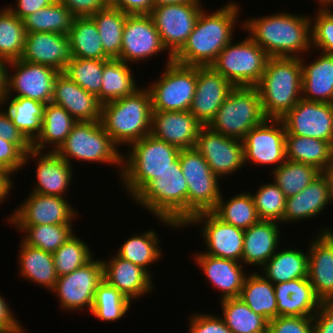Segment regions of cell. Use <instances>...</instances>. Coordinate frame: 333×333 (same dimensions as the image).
Wrapping results in <instances>:
<instances>
[{
  "mask_svg": "<svg viewBox=\"0 0 333 333\" xmlns=\"http://www.w3.org/2000/svg\"><path fill=\"white\" fill-rule=\"evenodd\" d=\"M212 212L222 221L247 230L260 221L251 192L238 193L229 199L221 194L216 207Z\"/></svg>",
  "mask_w": 333,
  "mask_h": 333,
  "instance_id": "43",
  "label": "cell"
},
{
  "mask_svg": "<svg viewBox=\"0 0 333 333\" xmlns=\"http://www.w3.org/2000/svg\"><path fill=\"white\" fill-rule=\"evenodd\" d=\"M314 333H333V303H323L313 316Z\"/></svg>",
  "mask_w": 333,
  "mask_h": 333,
  "instance_id": "59",
  "label": "cell"
},
{
  "mask_svg": "<svg viewBox=\"0 0 333 333\" xmlns=\"http://www.w3.org/2000/svg\"><path fill=\"white\" fill-rule=\"evenodd\" d=\"M325 174L328 176L331 184V189H332V197H333V159L332 162L330 163L328 169L325 171Z\"/></svg>",
  "mask_w": 333,
  "mask_h": 333,
  "instance_id": "67",
  "label": "cell"
},
{
  "mask_svg": "<svg viewBox=\"0 0 333 333\" xmlns=\"http://www.w3.org/2000/svg\"><path fill=\"white\" fill-rule=\"evenodd\" d=\"M127 15L121 9L106 7L91 16L96 23L104 53L110 59L120 57L122 35Z\"/></svg>",
  "mask_w": 333,
  "mask_h": 333,
  "instance_id": "44",
  "label": "cell"
},
{
  "mask_svg": "<svg viewBox=\"0 0 333 333\" xmlns=\"http://www.w3.org/2000/svg\"><path fill=\"white\" fill-rule=\"evenodd\" d=\"M154 4L152 0H120V9L128 14H150Z\"/></svg>",
  "mask_w": 333,
  "mask_h": 333,
  "instance_id": "62",
  "label": "cell"
},
{
  "mask_svg": "<svg viewBox=\"0 0 333 333\" xmlns=\"http://www.w3.org/2000/svg\"><path fill=\"white\" fill-rule=\"evenodd\" d=\"M75 17H91L106 8L101 0H59Z\"/></svg>",
  "mask_w": 333,
  "mask_h": 333,
  "instance_id": "58",
  "label": "cell"
},
{
  "mask_svg": "<svg viewBox=\"0 0 333 333\" xmlns=\"http://www.w3.org/2000/svg\"><path fill=\"white\" fill-rule=\"evenodd\" d=\"M67 36L73 58L110 59L104 53L96 23L91 17H75Z\"/></svg>",
  "mask_w": 333,
  "mask_h": 333,
  "instance_id": "38",
  "label": "cell"
},
{
  "mask_svg": "<svg viewBox=\"0 0 333 333\" xmlns=\"http://www.w3.org/2000/svg\"><path fill=\"white\" fill-rule=\"evenodd\" d=\"M229 42L210 67L234 87L256 86L265 71L269 56L249 36Z\"/></svg>",
  "mask_w": 333,
  "mask_h": 333,
  "instance_id": "9",
  "label": "cell"
},
{
  "mask_svg": "<svg viewBox=\"0 0 333 333\" xmlns=\"http://www.w3.org/2000/svg\"><path fill=\"white\" fill-rule=\"evenodd\" d=\"M266 119L257 87L242 86L231 90L207 126L217 133L242 140Z\"/></svg>",
  "mask_w": 333,
  "mask_h": 333,
  "instance_id": "8",
  "label": "cell"
},
{
  "mask_svg": "<svg viewBox=\"0 0 333 333\" xmlns=\"http://www.w3.org/2000/svg\"><path fill=\"white\" fill-rule=\"evenodd\" d=\"M286 128L281 119H266L253 127L242 139L244 165L252 163L278 168L286 161Z\"/></svg>",
  "mask_w": 333,
  "mask_h": 333,
  "instance_id": "14",
  "label": "cell"
},
{
  "mask_svg": "<svg viewBox=\"0 0 333 333\" xmlns=\"http://www.w3.org/2000/svg\"><path fill=\"white\" fill-rule=\"evenodd\" d=\"M203 125L185 111H152L150 134L181 149L194 148Z\"/></svg>",
  "mask_w": 333,
  "mask_h": 333,
  "instance_id": "24",
  "label": "cell"
},
{
  "mask_svg": "<svg viewBox=\"0 0 333 333\" xmlns=\"http://www.w3.org/2000/svg\"><path fill=\"white\" fill-rule=\"evenodd\" d=\"M315 2L319 4L320 8H329V6L333 5V0H315Z\"/></svg>",
  "mask_w": 333,
  "mask_h": 333,
  "instance_id": "68",
  "label": "cell"
},
{
  "mask_svg": "<svg viewBox=\"0 0 333 333\" xmlns=\"http://www.w3.org/2000/svg\"><path fill=\"white\" fill-rule=\"evenodd\" d=\"M318 57L302 65V98L307 101L333 104V55L318 53Z\"/></svg>",
  "mask_w": 333,
  "mask_h": 333,
  "instance_id": "32",
  "label": "cell"
},
{
  "mask_svg": "<svg viewBox=\"0 0 333 333\" xmlns=\"http://www.w3.org/2000/svg\"><path fill=\"white\" fill-rule=\"evenodd\" d=\"M204 276L222 293L221 299L239 297L247 277L244 265L231 259L214 257L203 251L194 255Z\"/></svg>",
  "mask_w": 333,
  "mask_h": 333,
  "instance_id": "29",
  "label": "cell"
},
{
  "mask_svg": "<svg viewBox=\"0 0 333 333\" xmlns=\"http://www.w3.org/2000/svg\"><path fill=\"white\" fill-rule=\"evenodd\" d=\"M194 148L221 179L245 166L242 140L217 133L208 126L200 129Z\"/></svg>",
  "mask_w": 333,
  "mask_h": 333,
  "instance_id": "17",
  "label": "cell"
},
{
  "mask_svg": "<svg viewBox=\"0 0 333 333\" xmlns=\"http://www.w3.org/2000/svg\"><path fill=\"white\" fill-rule=\"evenodd\" d=\"M107 60L72 58L63 73L85 91L97 96L100 101L103 64Z\"/></svg>",
  "mask_w": 333,
  "mask_h": 333,
  "instance_id": "50",
  "label": "cell"
},
{
  "mask_svg": "<svg viewBox=\"0 0 333 333\" xmlns=\"http://www.w3.org/2000/svg\"><path fill=\"white\" fill-rule=\"evenodd\" d=\"M157 234L158 233L151 229L144 232L142 231V233L140 232V234L137 235H131L130 238L121 244L116 254L145 269L152 276L149 266L159 261L163 253V251L160 250V240Z\"/></svg>",
  "mask_w": 333,
  "mask_h": 333,
  "instance_id": "42",
  "label": "cell"
},
{
  "mask_svg": "<svg viewBox=\"0 0 333 333\" xmlns=\"http://www.w3.org/2000/svg\"><path fill=\"white\" fill-rule=\"evenodd\" d=\"M268 333H314L313 317H275L268 323Z\"/></svg>",
  "mask_w": 333,
  "mask_h": 333,
  "instance_id": "54",
  "label": "cell"
},
{
  "mask_svg": "<svg viewBox=\"0 0 333 333\" xmlns=\"http://www.w3.org/2000/svg\"><path fill=\"white\" fill-rule=\"evenodd\" d=\"M112 256L109 261L102 260L103 279L109 285L117 288L131 302L152 292L154 289L152 276L145 269L117 254Z\"/></svg>",
  "mask_w": 333,
  "mask_h": 333,
  "instance_id": "27",
  "label": "cell"
},
{
  "mask_svg": "<svg viewBox=\"0 0 333 333\" xmlns=\"http://www.w3.org/2000/svg\"><path fill=\"white\" fill-rule=\"evenodd\" d=\"M203 7L201 1L153 7L149 15L160 34L163 46L167 50V63L173 61V56L186 43Z\"/></svg>",
  "mask_w": 333,
  "mask_h": 333,
  "instance_id": "12",
  "label": "cell"
},
{
  "mask_svg": "<svg viewBox=\"0 0 333 333\" xmlns=\"http://www.w3.org/2000/svg\"><path fill=\"white\" fill-rule=\"evenodd\" d=\"M56 153L69 165H72L71 160L75 159L116 165L119 168L117 173L121 177L124 154L118 150L101 121L77 122Z\"/></svg>",
  "mask_w": 333,
  "mask_h": 333,
  "instance_id": "7",
  "label": "cell"
},
{
  "mask_svg": "<svg viewBox=\"0 0 333 333\" xmlns=\"http://www.w3.org/2000/svg\"><path fill=\"white\" fill-rule=\"evenodd\" d=\"M189 318L188 333H232L224 320L214 313H192Z\"/></svg>",
  "mask_w": 333,
  "mask_h": 333,
  "instance_id": "56",
  "label": "cell"
},
{
  "mask_svg": "<svg viewBox=\"0 0 333 333\" xmlns=\"http://www.w3.org/2000/svg\"><path fill=\"white\" fill-rule=\"evenodd\" d=\"M80 236L73 234L54 253V266L57 276L73 272L93 258V252Z\"/></svg>",
  "mask_w": 333,
  "mask_h": 333,
  "instance_id": "51",
  "label": "cell"
},
{
  "mask_svg": "<svg viewBox=\"0 0 333 333\" xmlns=\"http://www.w3.org/2000/svg\"><path fill=\"white\" fill-rule=\"evenodd\" d=\"M286 134L315 138L333 145V104L301 98L281 119Z\"/></svg>",
  "mask_w": 333,
  "mask_h": 333,
  "instance_id": "19",
  "label": "cell"
},
{
  "mask_svg": "<svg viewBox=\"0 0 333 333\" xmlns=\"http://www.w3.org/2000/svg\"><path fill=\"white\" fill-rule=\"evenodd\" d=\"M26 34L23 20L3 7L0 13V58L8 62L20 59Z\"/></svg>",
  "mask_w": 333,
  "mask_h": 333,
  "instance_id": "48",
  "label": "cell"
},
{
  "mask_svg": "<svg viewBox=\"0 0 333 333\" xmlns=\"http://www.w3.org/2000/svg\"><path fill=\"white\" fill-rule=\"evenodd\" d=\"M166 51L149 14L127 15L118 60L133 65Z\"/></svg>",
  "mask_w": 333,
  "mask_h": 333,
  "instance_id": "20",
  "label": "cell"
},
{
  "mask_svg": "<svg viewBox=\"0 0 333 333\" xmlns=\"http://www.w3.org/2000/svg\"><path fill=\"white\" fill-rule=\"evenodd\" d=\"M74 18L75 16L59 0H56L53 4L25 17L23 24L26 33L53 32L67 35Z\"/></svg>",
  "mask_w": 333,
  "mask_h": 333,
  "instance_id": "45",
  "label": "cell"
},
{
  "mask_svg": "<svg viewBox=\"0 0 333 333\" xmlns=\"http://www.w3.org/2000/svg\"><path fill=\"white\" fill-rule=\"evenodd\" d=\"M197 66L171 61L157 81L150 83L152 111L190 110L196 89Z\"/></svg>",
  "mask_w": 333,
  "mask_h": 333,
  "instance_id": "11",
  "label": "cell"
},
{
  "mask_svg": "<svg viewBox=\"0 0 333 333\" xmlns=\"http://www.w3.org/2000/svg\"><path fill=\"white\" fill-rule=\"evenodd\" d=\"M188 1H201V0H152L154 7L167 4H181Z\"/></svg>",
  "mask_w": 333,
  "mask_h": 333,
  "instance_id": "65",
  "label": "cell"
},
{
  "mask_svg": "<svg viewBox=\"0 0 333 333\" xmlns=\"http://www.w3.org/2000/svg\"><path fill=\"white\" fill-rule=\"evenodd\" d=\"M240 7L235 2L224 4L214 12L199 14L193 31L173 61L187 66H210L225 46L233 40L239 21Z\"/></svg>",
  "mask_w": 333,
  "mask_h": 333,
  "instance_id": "2",
  "label": "cell"
},
{
  "mask_svg": "<svg viewBox=\"0 0 333 333\" xmlns=\"http://www.w3.org/2000/svg\"><path fill=\"white\" fill-rule=\"evenodd\" d=\"M77 214L65 197L30 192L6 219L12 225L73 224Z\"/></svg>",
  "mask_w": 333,
  "mask_h": 333,
  "instance_id": "18",
  "label": "cell"
},
{
  "mask_svg": "<svg viewBox=\"0 0 333 333\" xmlns=\"http://www.w3.org/2000/svg\"><path fill=\"white\" fill-rule=\"evenodd\" d=\"M51 103L63 107L77 122L101 120L102 103L98 97L63 72L56 76Z\"/></svg>",
  "mask_w": 333,
  "mask_h": 333,
  "instance_id": "26",
  "label": "cell"
},
{
  "mask_svg": "<svg viewBox=\"0 0 333 333\" xmlns=\"http://www.w3.org/2000/svg\"><path fill=\"white\" fill-rule=\"evenodd\" d=\"M56 0H16V5L6 6L14 15L20 20L35 13L37 10L42 9Z\"/></svg>",
  "mask_w": 333,
  "mask_h": 333,
  "instance_id": "60",
  "label": "cell"
},
{
  "mask_svg": "<svg viewBox=\"0 0 333 333\" xmlns=\"http://www.w3.org/2000/svg\"><path fill=\"white\" fill-rule=\"evenodd\" d=\"M180 167L186 179L187 221L195 214L212 211L222 191L219 177L214 174L204 157L196 148L181 149Z\"/></svg>",
  "mask_w": 333,
  "mask_h": 333,
  "instance_id": "10",
  "label": "cell"
},
{
  "mask_svg": "<svg viewBox=\"0 0 333 333\" xmlns=\"http://www.w3.org/2000/svg\"><path fill=\"white\" fill-rule=\"evenodd\" d=\"M256 87L266 118L282 119L302 98L301 59L269 57Z\"/></svg>",
  "mask_w": 333,
  "mask_h": 333,
  "instance_id": "3",
  "label": "cell"
},
{
  "mask_svg": "<svg viewBox=\"0 0 333 333\" xmlns=\"http://www.w3.org/2000/svg\"><path fill=\"white\" fill-rule=\"evenodd\" d=\"M260 220L276 221L282 224L286 196L274 181L262 183L252 194Z\"/></svg>",
  "mask_w": 333,
  "mask_h": 333,
  "instance_id": "52",
  "label": "cell"
},
{
  "mask_svg": "<svg viewBox=\"0 0 333 333\" xmlns=\"http://www.w3.org/2000/svg\"><path fill=\"white\" fill-rule=\"evenodd\" d=\"M3 105H6L5 110L13 124L32 143L40 134L46 104L24 97L5 96Z\"/></svg>",
  "mask_w": 333,
  "mask_h": 333,
  "instance_id": "40",
  "label": "cell"
},
{
  "mask_svg": "<svg viewBox=\"0 0 333 333\" xmlns=\"http://www.w3.org/2000/svg\"><path fill=\"white\" fill-rule=\"evenodd\" d=\"M67 35L53 32H31L26 34L21 60L53 67L64 72L72 60Z\"/></svg>",
  "mask_w": 333,
  "mask_h": 333,
  "instance_id": "25",
  "label": "cell"
},
{
  "mask_svg": "<svg viewBox=\"0 0 333 333\" xmlns=\"http://www.w3.org/2000/svg\"><path fill=\"white\" fill-rule=\"evenodd\" d=\"M194 224L202 226L200 235L207 247L205 254L241 262L244 230L222 221L212 211L193 215L182 228Z\"/></svg>",
  "mask_w": 333,
  "mask_h": 333,
  "instance_id": "16",
  "label": "cell"
},
{
  "mask_svg": "<svg viewBox=\"0 0 333 333\" xmlns=\"http://www.w3.org/2000/svg\"><path fill=\"white\" fill-rule=\"evenodd\" d=\"M20 243L17 258L19 259L18 272L20 271L18 274L26 281L51 291L58 279L52 253L27 245L22 240Z\"/></svg>",
  "mask_w": 333,
  "mask_h": 333,
  "instance_id": "33",
  "label": "cell"
},
{
  "mask_svg": "<svg viewBox=\"0 0 333 333\" xmlns=\"http://www.w3.org/2000/svg\"><path fill=\"white\" fill-rule=\"evenodd\" d=\"M329 202L333 204L332 189L328 176L323 172L301 192L286 198L282 224L316 218Z\"/></svg>",
  "mask_w": 333,
  "mask_h": 333,
  "instance_id": "28",
  "label": "cell"
},
{
  "mask_svg": "<svg viewBox=\"0 0 333 333\" xmlns=\"http://www.w3.org/2000/svg\"><path fill=\"white\" fill-rule=\"evenodd\" d=\"M286 160L312 165L325 172L333 159V145L315 138L286 134Z\"/></svg>",
  "mask_w": 333,
  "mask_h": 333,
  "instance_id": "36",
  "label": "cell"
},
{
  "mask_svg": "<svg viewBox=\"0 0 333 333\" xmlns=\"http://www.w3.org/2000/svg\"><path fill=\"white\" fill-rule=\"evenodd\" d=\"M25 152L16 144L0 138V170L10 178L24 166Z\"/></svg>",
  "mask_w": 333,
  "mask_h": 333,
  "instance_id": "55",
  "label": "cell"
},
{
  "mask_svg": "<svg viewBox=\"0 0 333 333\" xmlns=\"http://www.w3.org/2000/svg\"><path fill=\"white\" fill-rule=\"evenodd\" d=\"M271 171L270 175L274 174L273 180L286 198L301 192L323 173L312 165L288 160Z\"/></svg>",
  "mask_w": 333,
  "mask_h": 333,
  "instance_id": "47",
  "label": "cell"
},
{
  "mask_svg": "<svg viewBox=\"0 0 333 333\" xmlns=\"http://www.w3.org/2000/svg\"><path fill=\"white\" fill-rule=\"evenodd\" d=\"M187 182L179 158L158 179L150 181L134 198L162 225L181 229L187 222Z\"/></svg>",
  "mask_w": 333,
  "mask_h": 333,
  "instance_id": "4",
  "label": "cell"
},
{
  "mask_svg": "<svg viewBox=\"0 0 333 333\" xmlns=\"http://www.w3.org/2000/svg\"><path fill=\"white\" fill-rule=\"evenodd\" d=\"M281 223L260 220L244 230L243 254L241 263L262 267L280 246Z\"/></svg>",
  "mask_w": 333,
  "mask_h": 333,
  "instance_id": "31",
  "label": "cell"
},
{
  "mask_svg": "<svg viewBox=\"0 0 333 333\" xmlns=\"http://www.w3.org/2000/svg\"><path fill=\"white\" fill-rule=\"evenodd\" d=\"M7 300L0 295V330H25L21 322L14 316L13 310L7 304Z\"/></svg>",
  "mask_w": 333,
  "mask_h": 333,
  "instance_id": "61",
  "label": "cell"
},
{
  "mask_svg": "<svg viewBox=\"0 0 333 333\" xmlns=\"http://www.w3.org/2000/svg\"><path fill=\"white\" fill-rule=\"evenodd\" d=\"M234 86L210 66H197V82L190 113L207 126Z\"/></svg>",
  "mask_w": 333,
  "mask_h": 333,
  "instance_id": "22",
  "label": "cell"
},
{
  "mask_svg": "<svg viewBox=\"0 0 333 333\" xmlns=\"http://www.w3.org/2000/svg\"><path fill=\"white\" fill-rule=\"evenodd\" d=\"M36 160V183L31 192L41 195H54L66 197L64 194L70 190L73 177L72 165H69L56 152L36 151L31 149L25 154L24 166L29 159ZM35 158V159H34Z\"/></svg>",
  "mask_w": 333,
  "mask_h": 333,
  "instance_id": "23",
  "label": "cell"
},
{
  "mask_svg": "<svg viewBox=\"0 0 333 333\" xmlns=\"http://www.w3.org/2000/svg\"><path fill=\"white\" fill-rule=\"evenodd\" d=\"M25 330H0V333H25Z\"/></svg>",
  "mask_w": 333,
  "mask_h": 333,
  "instance_id": "69",
  "label": "cell"
},
{
  "mask_svg": "<svg viewBox=\"0 0 333 333\" xmlns=\"http://www.w3.org/2000/svg\"><path fill=\"white\" fill-rule=\"evenodd\" d=\"M73 224L13 225L22 232V241L32 247L54 253L73 234Z\"/></svg>",
  "mask_w": 333,
  "mask_h": 333,
  "instance_id": "46",
  "label": "cell"
},
{
  "mask_svg": "<svg viewBox=\"0 0 333 333\" xmlns=\"http://www.w3.org/2000/svg\"><path fill=\"white\" fill-rule=\"evenodd\" d=\"M248 274L241 289V298L256 314L268 321L278 317L274 285L258 272Z\"/></svg>",
  "mask_w": 333,
  "mask_h": 333,
  "instance_id": "37",
  "label": "cell"
},
{
  "mask_svg": "<svg viewBox=\"0 0 333 333\" xmlns=\"http://www.w3.org/2000/svg\"><path fill=\"white\" fill-rule=\"evenodd\" d=\"M103 280L102 259L92 258L73 272L58 276L51 293L58 296L62 310L76 312L85 307L91 312L96 289Z\"/></svg>",
  "mask_w": 333,
  "mask_h": 333,
  "instance_id": "13",
  "label": "cell"
},
{
  "mask_svg": "<svg viewBox=\"0 0 333 333\" xmlns=\"http://www.w3.org/2000/svg\"><path fill=\"white\" fill-rule=\"evenodd\" d=\"M131 301L103 280L97 287L91 314L101 321L114 322L129 311Z\"/></svg>",
  "mask_w": 333,
  "mask_h": 333,
  "instance_id": "49",
  "label": "cell"
},
{
  "mask_svg": "<svg viewBox=\"0 0 333 333\" xmlns=\"http://www.w3.org/2000/svg\"><path fill=\"white\" fill-rule=\"evenodd\" d=\"M0 138L12 143H16L25 153L32 149V143L13 124L5 107L0 106Z\"/></svg>",
  "mask_w": 333,
  "mask_h": 333,
  "instance_id": "57",
  "label": "cell"
},
{
  "mask_svg": "<svg viewBox=\"0 0 333 333\" xmlns=\"http://www.w3.org/2000/svg\"><path fill=\"white\" fill-rule=\"evenodd\" d=\"M315 13L316 18L310 16L312 49L333 55V12L330 8H318Z\"/></svg>",
  "mask_w": 333,
  "mask_h": 333,
  "instance_id": "53",
  "label": "cell"
},
{
  "mask_svg": "<svg viewBox=\"0 0 333 333\" xmlns=\"http://www.w3.org/2000/svg\"><path fill=\"white\" fill-rule=\"evenodd\" d=\"M277 251L259 269L267 280L278 284L308 277V250L305 252L298 248L286 247L280 250L278 248Z\"/></svg>",
  "mask_w": 333,
  "mask_h": 333,
  "instance_id": "34",
  "label": "cell"
},
{
  "mask_svg": "<svg viewBox=\"0 0 333 333\" xmlns=\"http://www.w3.org/2000/svg\"><path fill=\"white\" fill-rule=\"evenodd\" d=\"M136 83L130 64L118 59H108L103 64L100 102L104 104L132 95L140 88Z\"/></svg>",
  "mask_w": 333,
  "mask_h": 333,
  "instance_id": "39",
  "label": "cell"
},
{
  "mask_svg": "<svg viewBox=\"0 0 333 333\" xmlns=\"http://www.w3.org/2000/svg\"><path fill=\"white\" fill-rule=\"evenodd\" d=\"M13 180L0 170V205L6 201L7 196L11 193Z\"/></svg>",
  "mask_w": 333,
  "mask_h": 333,
  "instance_id": "63",
  "label": "cell"
},
{
  "mask_svg": "<svg viewBox=\"0 0 333 333\" xmlns=\"http://www.w3.org/2000/svg\"><path fill=\"white\" fill-rule=\"evenodd\" d=\"M131 147V148H130ZM123 155V169L120 177L123 189L131 198L135 197L150 181L158 179L172 167L180 149L151 134L132 143Z\"/></svg>",
  "mask_w": 333,
  "mask_h": 333,
  "instance_id": "6",
  "label": "cell"
},
{
  "mask_svg": "<svg viewBox=\"0 0 333 333\" xmlns=\"http://www.w3.org/2000/svg\"><path fill=\"white\" fill-rule=\"evenodd\" d=\"M323 228L307 246L308 279L322 303H333V230Z\"/></svg>",
  "mask_w": 333,
  "mask_h": 333,
  "instance_id": "21",
  "label": "cell"
},
{
  "mask_svg": "<svg viewBox=\"0 0 333 333\" xmlns=\"http://www.w3.org/2000/svg\"><path fill=\"white\" fill-rule=\"evenodd\" d=\"M101 123L114 143L130 146L151 132L152 103L147 87L102 104Z\"/></svg>",
  "mask_w": 333,
  "mask_h": 333,
  "instance_id": "5",
  "label": "cell"
},
{
  "mask_svg": "<svg viewBox=\"0 0 333 333\" xmlns=\"http://www.w3.org/2000/svg\"><path fill=\"white\" fill-rule=\"evenodd\" d=\"M251 18L241 28L269 57L300 58L312 53L310 16L277 12Z\"/></svg>",
  "mask_w": 333,
  "mask_h": 333,
  "instance_id": "1",
  "label": "cell"
},
{
  "mask_svg": "<svg viewBox=\"0 0 333 333\" xmlns=\"http://www.w3.org/2000/svg\"><path fill=\"white\" fill-rule=\"evenodd\" d=\"M8 61L0 58V106L3 103V100L7 92V66Z\"/></svg>",
  "mask_w": 333,
  "mask_h": 333,
  "instance_id": "64",
  "label": "cell"
},
{
  "mask_svg": "<svg viewBox=\"0 0 333 333\" xmlns=\"http://www.w3.org/2000/svg\"><path fill=\"white\" fill-rule=\"evenodd\" d=\"M225 325L232 333H268L269 321L256 314L239 297L220 300Z\"/></svg>",
  "mask_w": 333,
  "mask_h": 333,
  "instance_id": "41",
  "label": "cell"
},
{
  "mask_svg": "<svg viewBox=\"0 0 333 333\" xmlns=\"http://www.w3.org/2000/svg\"><path fill=\"white\" fill-rule=\"evenodd\" d=\"M76 123L77 121L63 107L47 103L44 108L41 131L32 142V149L43 151L52 144L48 151L56 152Z\"/></svg>",
  "mask_w": 333,
  "mask_h": 333,
  "instance_id": "35",
  "label": "cell"
},
{
  "mask_svg": "<svg viewBox=\"0 0 333 333\" xmlns=\"http://www.w3.org/2000/svg\"><path fill=\"white\" fill-rule=\"evenodd\" d=\"M105 7H112L120 9V0H101Z\"/></svg>",
  "mask_w": 333,
  "mask_h": 333,
  "instance_id": "66",
  "label": "cell"
},
{
  "mask_svg": "<svg viewBox=\"0 0 333 333\" xmlns=\"http://www.w3.org/2000/svg\"><path fill=\"white\" fill-rule=\"evenodd\" d=\"M9 68L13 70L11 73L7 72L6 96L24 97L44 104L51 103L54 82L59 71L47 65L21 59L10 61L7 69Z\"/></svg>",
  "mask_w": 333,
  "mask_h": 333,
  "instance_id": "15",
  "label": "cell"
},
{
  "mask_svg": "<svg viewBox=\"0 0 333 333\" xmlns=\"http://www.w3.org/2000/svg\"><path fill=\"white\" fill-rule=\"evenodd\" d=\"M273 285L278 316L313 317L323 304L308 277Z\"/></svg>",
  "mask_w": 333,
  "mask_h": 333,
  "instance_id": "30",
  "label": "cell"
}]
</instances>
